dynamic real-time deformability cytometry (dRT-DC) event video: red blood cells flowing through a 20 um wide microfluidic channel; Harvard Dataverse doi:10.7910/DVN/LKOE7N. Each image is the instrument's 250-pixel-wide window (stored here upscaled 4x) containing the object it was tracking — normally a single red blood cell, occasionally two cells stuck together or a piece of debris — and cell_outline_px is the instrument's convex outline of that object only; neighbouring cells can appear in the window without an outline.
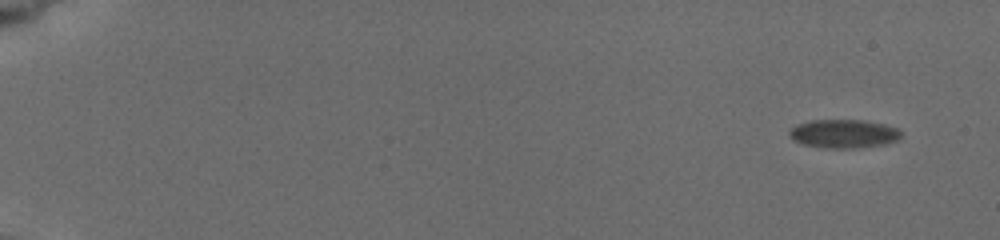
{"species": "common noctule bat (a hibernating species)", "species_latin": "Nyctalus noctula", "temperature_condition": "cold", "stored_images_in_passage": 12, "camera_frame_rate_fps": 3000, "um_per_image_px": 0.085, "animal": {"sex": "female", "body_mass_g": 19.5, "forearm_length_mm": 54.1}, "frame": {"image": 1, "passage_image": 1, "time_ms": 0.0, "image_size_px": [1000, 240], "cell_outline_px": [[900, 136], [896, 140], [884, 144], [852, 148], [832, 148], [804, 144], [796, 140], [788, 132], [796, 124], [812, 120], [864, 120], [884, 124], [900, 128]], "centroid_in_image_um": [71.75, 11.34], "position_along_channel_um": 13.3, "area_um2": 18.26}}
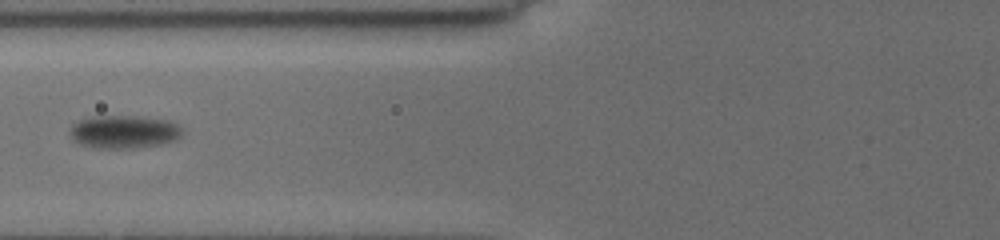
{"frame": {"image": 2, "passage_image": 9, "time_ms": 7.667, "image_size_px": [1000, 240], "cell_outline_px": [[184, 136], [164, 144], [132, 148], [92, 148], [80, 144], [72, 140], [72, 124], [80, 120], [92, 116], [136, 116], [172, 120], [180, 124], [184, 128]], "centroid_in_image_um": [10.63, 11.2], "position_along_channel_um": 115.2, "area_um2": 22.08}}
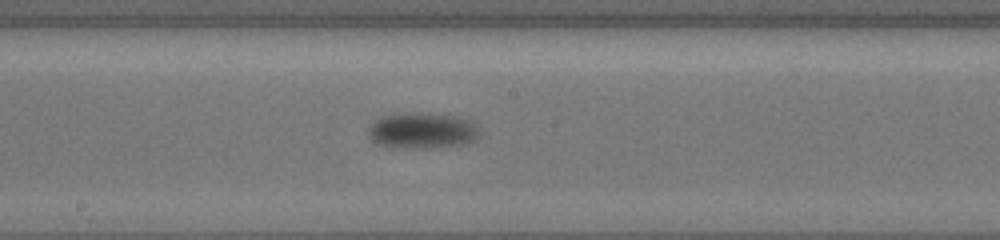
{"frame": {"image": 3, "passage_image": 12, "time_ms": 10.333, "image_size_px": [1000, 240], "cell_outline_px": [[476, 136], [472, 140], [464, 144], [436, 148], [396, 148], [380, 144], [372, 140], [368, 136], [368, 128], [376, 120], [384, 116], [452, 116], [464, 120], [476, 132]], "centroid_in_image_um": [35.77, 11.2], "position_along_channel_um": 212.4, "area_um2": 21.44}}